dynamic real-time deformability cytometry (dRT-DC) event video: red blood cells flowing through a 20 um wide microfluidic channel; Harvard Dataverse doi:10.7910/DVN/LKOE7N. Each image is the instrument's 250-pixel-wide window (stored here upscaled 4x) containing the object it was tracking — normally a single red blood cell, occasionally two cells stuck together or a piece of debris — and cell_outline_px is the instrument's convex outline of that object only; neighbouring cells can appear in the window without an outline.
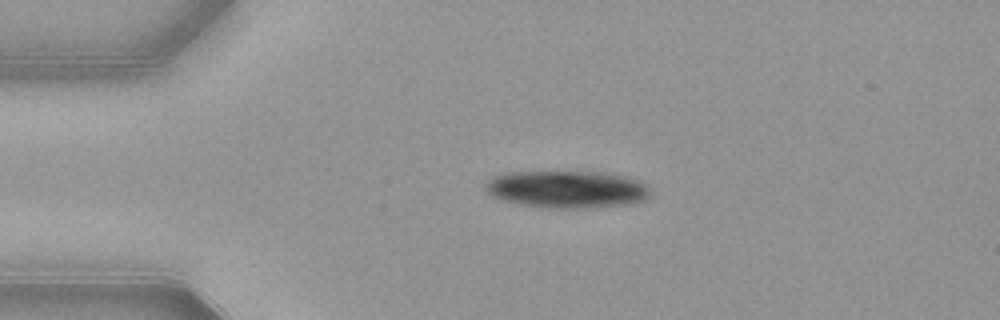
{"species": "common noctule bat (a hibernating species)", "species_latin": "Nyctalus noctula", "temperature_condition": "warm", "stored_images_in_passage": 42, "camera_frame_rate_fps": 3000, "um_per_image_px": 0.085, "animal": {"sex": "female", "body_mass_g": 21.9}, "frame": {"image": 1, "passage_image": 1, "time_ms": 0.0, "image_size_px": [1000, 320], "cell_outline_px": [[652, 192], [644, 200], [628, 204], [588, 208], [548, 208], [520, 204], [500, 200], [492, 196], [484, 188], [484, 184], [492, 176], [508, 172], [604, 172], [628, 176], [640, 180]], "centroid_in_image_um": [48.18, 16.08], "position_along_channel_um": 36.8, "area_um2": 36.18}}
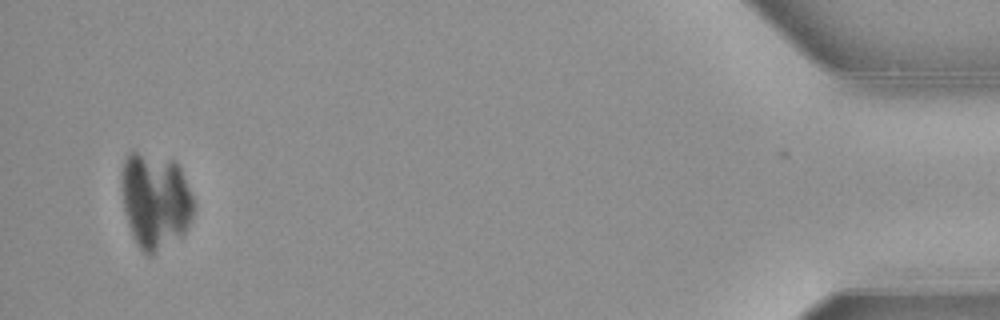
{"frame": {"image": 2, "passage_image": 40, "time_ms": 13.0, "image_size_px": [1000, 320], "cell_outline_px": [[196, 208], [184, 232], [180, 236], [152, 256], [144, 256], [132, 232], [124, 208], [124, 160], [132, 152], [136, 152], [172, 160], [180, 168], [192, 196]], "centroid_in_image_um": [13.25, 17.1], "position_along_channel_um": 422.0, "area_um2": 39.19}}